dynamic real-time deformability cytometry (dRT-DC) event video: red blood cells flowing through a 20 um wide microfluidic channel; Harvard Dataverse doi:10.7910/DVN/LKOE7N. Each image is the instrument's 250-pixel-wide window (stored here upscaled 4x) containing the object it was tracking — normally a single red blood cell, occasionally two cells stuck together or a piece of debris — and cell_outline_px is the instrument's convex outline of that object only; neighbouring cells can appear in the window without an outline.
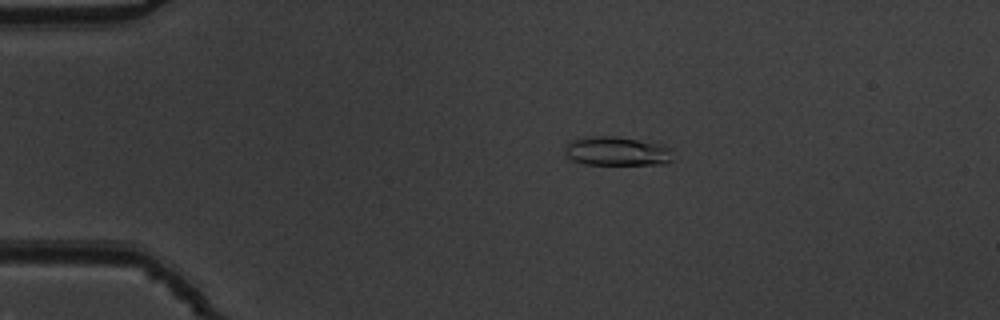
{"species": "common noctule bat (a hibernating species)", "species_latin": "Nyctalus noctula", "temperature_condition": "warm", "stored_images_in_passage": 53, "camera_frame_rate_fps": 3000, "um_per_image_px": 0.085, "animal": {"sex": "male", "body_mass_g": 19.5, "forearm_length_mm": 54.6}, "frame": {"image": 1, "passage_image": 11, "time_ms": 3.333, "image_size_px": [1000, 320], "cell_outline_px": [[672, 160], [664, 164], [584, 164], [572, 160], [564, 152], [564, 148], [568, 140], [592, 136], [616, 136], [664, 144], [668, 148]], "centroid_in_image_um": [52.39, 12.84], "position_along_channel_um": 32.6, "area_um2": 18.32}}
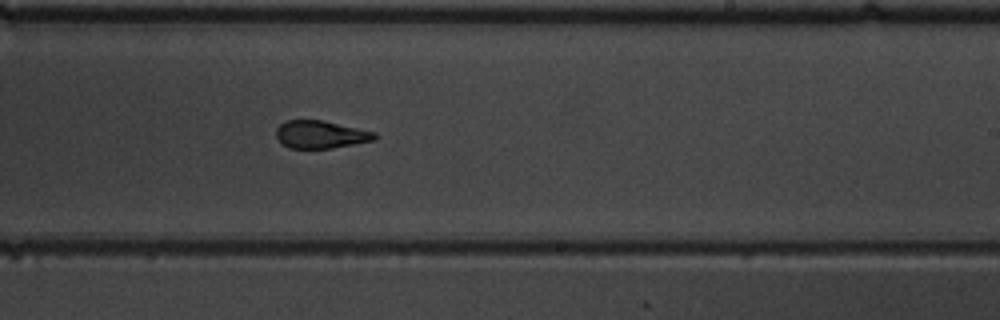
{"frame": {"image": 2, "passage_image": 33, "time_ms": 10.667, "image_size_px": [1000, 320], "cell_outline_px": [[376, 140], [332, 148], [288, 148], [276, 136], [276, 128], [280, 124], [288, 120], [324, 120], [376, 132]], "centroid_in_image_um": [27.28, 11.42], "position_along_channel_um": 261.7, "area_um2": 15.9}}
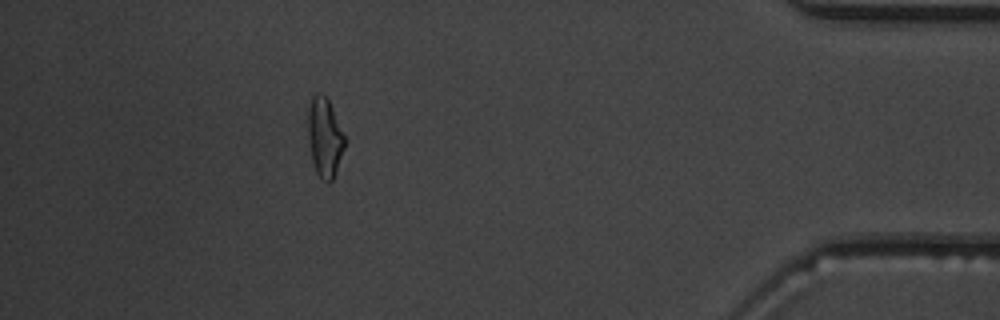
{"frame": {"image": 3, "passage_image": 48, "time_ms": 15.667, "image_size_px": [1000, 320], "cell_outline_px": [[348, 140], [336, 172], [332, 180], [328, 184], [316, 172], [312, 160], [308, 136], [308, 108], [312, 96], [316, 92], [320, 92], [328, 100]], "centroid_in_image_um": [27.63, 11.67], "position_along_channel_um": 407.6, "area_um2": 17.17}, "authors_computed_cell_mechanics": {"area_um2": 17.2244, "velocity_mm_per_s": 3.8544, "shape_relaxation_time_tau1_ms": 6.5564, "shape_relaxation_time_tau2_ms": 2.3429, "deformation_change_tau1": 0.2297, "deformation_change_tau2": 0.0936}}